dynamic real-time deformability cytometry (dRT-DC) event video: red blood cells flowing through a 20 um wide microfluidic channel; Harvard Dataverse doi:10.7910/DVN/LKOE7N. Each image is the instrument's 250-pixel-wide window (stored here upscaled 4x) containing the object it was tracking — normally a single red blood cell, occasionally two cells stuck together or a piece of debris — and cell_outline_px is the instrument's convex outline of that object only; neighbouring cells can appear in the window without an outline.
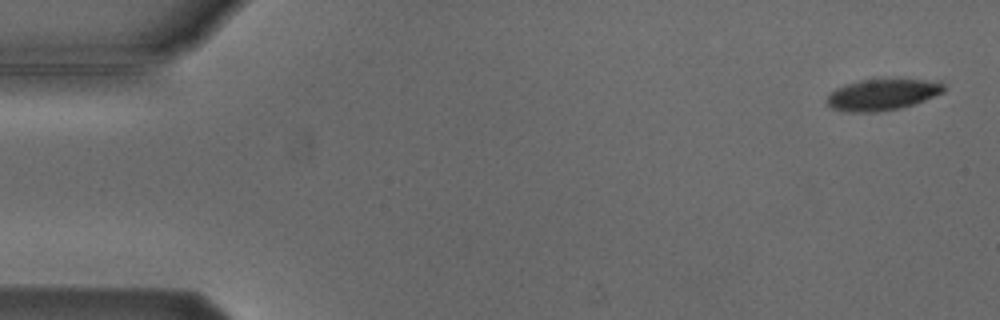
{"species": "Egyptian fruit bat (a non-hibernating species)", "species_latin": "Rousettus aegyptiacus", "temperature_condition": "cold", "stored_images_in_passage": 5, "camera_frame_rate_fps": 3000, "um_per_image_px": 0.085, "animal": {"sex": "male"}, "frame": {"image": 1, "passage_image": 1, "time_ms": 0.0, "image_size_px": [1000, 320], "cell_outline_px": [[944, 92], [924, 100], [900, 108], [876, 112], [848, 112], [832, 108], [828, 104], [828, 96], [836, 88], [844, 84], [860, 80], [940, 80], [944, 84]], "centroid_in_image_um": [75.01, 8.04], "position_along_channel_um": 10.0, "area_um2": 21.04}}
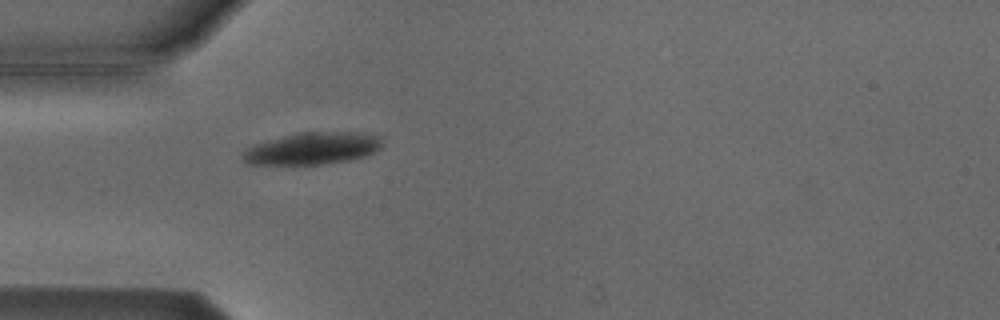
{"frame": {"image": 2, "passage_image": 5, "time_ms": 4.667, "image_size_px": [1000, 320], "cell_outline_px": [[380, 148], [364, 156], [348, 160], [324, 164], [248, 164], [240, 156], [248, 148], [256, 144], [268, 140], [284, 136], [304, 132], [360, 132], [380, 136]], "centroid_in_image_um": [26.56, 12.61], "position_along_channel_um": 58.4, "area_um2": 25.61}}